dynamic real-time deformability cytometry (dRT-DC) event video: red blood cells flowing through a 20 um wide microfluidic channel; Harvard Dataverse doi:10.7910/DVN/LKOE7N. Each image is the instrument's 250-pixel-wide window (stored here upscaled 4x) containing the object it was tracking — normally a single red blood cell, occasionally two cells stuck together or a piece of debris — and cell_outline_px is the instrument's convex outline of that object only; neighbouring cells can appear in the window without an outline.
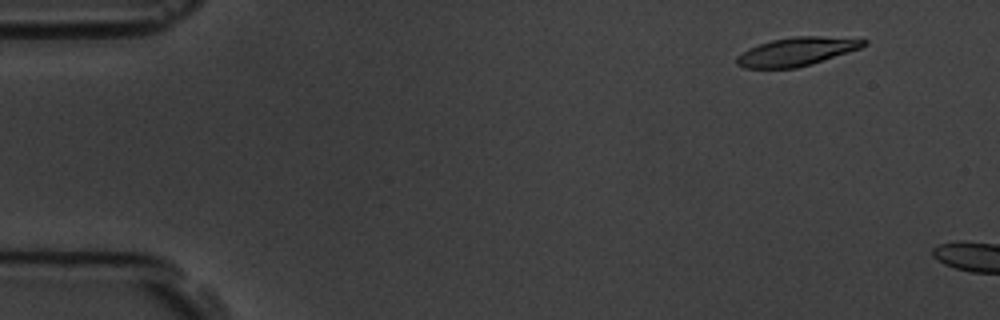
{"species": "common noctule bat (a hibernating species)", "species_latin": "Nyctalus noctula", "temperature_condition": "room temperature", "stored_images_in_passage": 3, "camera_frame_rate_fps": 3000, "um_per_image_px": 0.085, "animal": {"sex": "male", "body_mass_g": 19.5, "forearm_length_mm": 54.6}, "frame": {"image": 1, "passage_image": 2, "time_ms": 1.333, "image_size_px": [1000, 320], "cell_outline_px": [[868, 44], [860, 48], [812, 64], [796, 68], [744, 68], [736, 64], [736, 56], [748, 48], [772, 40], [796, 36], [820, 36], [868, 40]], "centroid_in_image_um": [67.69, 4.39], "position_along_channel_um": 17.3, "area_um2": 20.92}}